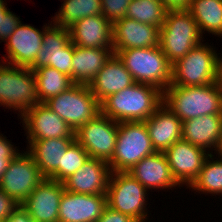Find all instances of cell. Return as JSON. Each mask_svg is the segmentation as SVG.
<instances>
[{
  "instance_id": "6da1fadb",
  "label": "cell",
  "mask_w": 222,
  "mask_h": 222,
  "mask_svg": "<svg viewBox=\"0 0 222 222\" xmlns=\"http://www.w3.org/2000/svg\"><path fill=\"white\" fill-rule=\"evenodd\" d=\"M162 104L163 91L137 82L100 103L101 113L118 123L146 121Z\"/></svg>"
},
{
  "instance_id": "7a4b0ae2",
  "label": "cell",
  "mask_w": 222,
  "mask_h": 222,
  "mask_svg": "<svg viewBox=\"0 0 222 222\" xmlns=\"http://www.w3.org/2000/svg\"><path fill=\"white\" fill-rule=\"evenodd\" d=\"M163 105L182 122L203 115H222V87L169 85L163 91Z\"/></svg>"
},
{
  "instance_id": "3957f363",
  "label": "cell",
  "mask_w": 222,
  "mask_h": 222,
  "mask_svg": "<svg viewBox=\"0 0 222 222\" xmlns=\"http://www.w3.org/2000/svg\"><path fill=\"white\" fill-rule=\"evenodd\" d=\"M204 36L187 9L168 10L160 28L159 46L171 64L201 44Z\"/></svg>"
},
{
  "instance_id": "277c9868",
  "label": "cell",
  "mask_w": 222,
  "mask_h": 222,
  "mask_svg": "<svg viewBox=\"0 0 222 222\" xmlns=\"http://www.w3.org/2000/svg\"><path fill=\"white\" fill-rule=\"evenodd\" d=\"M116 55L135 82L153 85L161 91L166 90L171 84L172 64L159 45L120 50Z\"/></svg>"
},
{
  "instance_id": "5b68a950",
  "label": "cell",
  "mask_w": 222,
  "mask_h": 222,
  "mask_svg": "<svg viewBox=\"0 0 222 222\" xmlns=\"http://www.w3.org/2000/svg\"><path fill=\"white\" fill-rule=\"evenodd\" d=\"M36 77L32 69L0 60V106L14 110L20 119L31 107L40 104Z\"/></svg>"
},
{
  "instance_id": "8992f818",
  "label": "cell",
  "mask_w": 222,
  "mask_h": 222,
  "mask_svg": "<svg viewBox=\"0 0 222 222\" xmlns=\"http://www.w3.org/2000/svg\"><path fill=\"white\" fill-rule=\"evenodd\" d=\"M148 194L150 192L128 172H111L106 197L107 206L112 210L126 214L137 222H147L150 217L148 212H151L147 207Z\"/></svg>"
},
{
  "instance_id": "52a82bcc",
  "label": "cell",
  "mask_w": 222,
  "mask_h": 222,
  "mask_svg": "<svg viewBox=\"0 0 222 222\" xmlns=\"http://www.w3.org/2000/svg\"><path fill=\"white\" fill-rule=\"evenodd\" d=\"M204 41L172 64L170 85L203 86L217 82L219 53Z\"/></svg>"
},
{
  "instance_id": "ba28073f",
  "label": "cell",
  "mask_w": 222,
  "mask_h": 222,
  "mask_svg": "<svg viewBox=\"0 0 222 222\" xmlns=\"http://www.w3.org/2000/svg\"><path fill=\"white\" fill-rule=\"evenodd\" d=\"M144 121L120 122L115 152L108 162L111 172H129L144 157L154 154Z\"/></svg>"
},
{
  "instance_id": "9c48e42d",
  "label": "cell",
  "mask_w": 222,
  "mask_h": 222,
  "mask_svg": "<svg viewBox=\"0 0 222 222\" xmlns=\"http://www.w3.org/2000/svg\"><path fill=\"white\" fill-rule=\"evenodd\" d=\"M45 105L61 117L75 132L101 113V105L88 85L74 83L52 97Z\"/></svg>"
},
{
  "instance_id": "30bf717a",
  "label": "cell",
  "mask_w": 222,
  "mask_h": 222,
  "mask_svg": "<svg viewBox=\"0 0 222 222\" xmlns=\"http://www.w3.org/2000/svg\"><path fill=\"white\" fill-rule=\"evenodd\" d=\"M118 124L100 113L74 132L75 140L91 158L109 162L115 152Z\"/></svg>"
},
{
  "instance_id": "8fae6325",
  "label": "cell",
  "mask_w": 222,
  "mask_h": 222,
  "mask_svg": "<svg viewBox=\"0 0 222 222\" xmlns=\"http://www.w3.org/2000/svg\"><path fill=\"white\" fill-rule=\"evenodd\" d=\"M43 180L45 177L32 156L23 150L9 162L0 189L21 205Z\"/></svg>"
},
{
  "instance_id": "7c38bea8",
  "label": "cell",
  "mask_w": 222,
  "mask_h": 222,
  "mask_svg": "<svg viewBox=\"0 0 222 222\" xmlns=\"http://www.w3.org/2000/svg\"><path fill=\"white\" fill-rule=\"evenodd\" d=\"M27 141L75 138L72 128L45 103L31 107L21 118Z\"/></svg>"
},
{
  "instance_id": "4fadbf2b",
  "label": "cell",
  "mask_w": 222,
  "mask_h": 222,
  "mask_svg": "<svg viewBox=\"0 0 222 222\" xmlns=\"http://www.w3.org/2000/svg\"><path fill=\"white\" fill-rule=\"evenodd\" d=\"M167 158L171 173L177 183L183 188L188 187L196 179L210 155L208 151L179 140L163 152Z\"/></svg>"
},
{
  "instance_id": "5bb4252c",
  "label": "cell",
  "mask_w": 222,
  "mask_h": 222,
  "mask_svg": "<svg viewBox=\"0 0 222 222\" xmlns=\"http://www.w3.org/2000/svg\"><path fill=\"white\" fill-rule=\"evenodd\" d=\"M42 29L41 31L31 24L21 22L7 41L4 42L7 54L0 57L2 62L29 68L41 49L44 26Z\"/></svg>"
},
{
  "instance_id": "9a60e30c",
  "label": "cell",
  "mask_w": 222,
  "mask_h": 222,
  "mask_svg": "<svg viewBox=\"0 0 222 222\" xmlns=\"http://www.w3.org/2000/svg\"><path fill=\"white\" fill-rule=\"evenodd\" d=\"M64 190L63 183L45 178L21 206L37 222H58L59 204Z\"/></svg>"
},
{
  "instance_id": "2e32d148",
  "label": "cell",
  "mask_w": 222,
  "mask_h": 222,
  "mask_svg": "<svg viewBox=\"0 0 222 222\" xmlns=\"http://www.w3.org/2000/svg\"><path fill=\"white\" fill-rule=\"evenodd\" d=\"M75 141V138H52L27 141L26 151L32 156L41 174L62 183L63 153Z\"/></svg>"
},
{
  "instance_id": "e0dca14e",
  "label": "cell",
  "mask_w": 222,
  "mask_h": 222,
  "mask_svg": "<svg viewBox=\"0 0 222 222\" xmlns=\"http://www.w3.org/2000/svg\"><path fill=\"white\" fill-rule=\"evenodd\" d=\"M107 207L106 195L64 190L59 204L58 222H97Z\"/></svg>"
},
{
  "instance_id": "ac0fdd59",
  "label": "cell",
  "mask_w": 222,
  "mask_h": 222,
  "mask_svg": "<svg viewBox=\"0 0 222 222\" xmlns=\"http://www.w3.org/2000/svg\"><path fill=\"white\" fill-rule=\"evenodd\" d=\"M111 170L108 161L91 158L64 182L68 192L106 195Z\"/></svg>"
},
{
  "instance_id": "d6986e66",
  "label": "cell",
  "mask_w": 222,
  "mask_h": 222,
  "mask_svg": "<svg viewBox=\"0 0 222 222\" xmlns=\"http://www.w3.org/2000/svg\"><path fill=\"white\" fill-rule=\"evenodd\" d=\"M160 28L122 18L113 23V52L129 48L156 47L159 45Z\"/></svg>"
},
{
  "instance_id": "ffe728a7",
  "label": "cell",
  "mask_w": 222,
  "mask_h": 222,
  "mask_svg": "<svg viewBox=\"0 0 222 222\" xmlns=\"http://www.w3.org/2000/svg\"><path fill=\"white\" fill-rule=\"evenodd\" d=\"M148 191L151 190H172L180 188L171 173L167 158L163 152H155L144 157L129 172Z\"/></svg>"
},
{
  "instance_id": "44dd1931",
  "label": "cell",
  "mask_w": 222,
  "mask_h": 222,
  "mask_svg": "<svg viewBox=\"0 0 222 222\" xmlns=\"http://www.w3.org/2000/svg\"><path fill=\"white\" fill-rule=\"evenodd\" d=\"M70 41L79 47L113 48V24L103 15L82 18L69 28Z\"/></svg>"
},
{
  "instance_id": "7402d4cb",
  "label": "cell",
  "mask_w": 222,
  "mask_h": 222,
  "mask_svg": "<svg viewBox=\"0 0 222 222\" xmlns=\"http://www.w3.org/2000/svg\"><path fill=\"white\" fill-rule=\"evenodd\" d=\"M221 138L222 115H203L183 121L182 140L210 154L217 152Z\"/></svg>"
},
{
  "instance_id": "603a6c76",
  "label": "cell",
  "mask_w": 222,
  "mask_h": 222,
  "mask_svg": "<svg viewBox=\"0 0 222 222\" xmlns=\"http://www.w3.org/2000/svg\"><path fill=\"white\" fill-rule=\"evenodd\" d=\"M144 122L157 152H164L182 139L183 122L163 104Z\"/></svg>"
},
{
  "instance_id": "cb8c5ba5",
  "label": "cell",
  "mask_w": 222,
  "mask_h": 222,
  "mask_svg": "<svg viewBox=\"0 0 222 222\" xmlns=\"http://www.w3.org/2000/svg\"><path fill=\"white\" fill-rule=\"evenodd\" d=\"M132 75L116 54H113L88 85L101 103L111 94L118 93L134 84Z\"/></svg>"
},
{
  "instance_id": "d4e9b609",
  "label": "cell",
  "mask_w": 222,
  "mask_h": 222,
  "mask_svg": "<svg viewBox=\"0 0 222 222\" xmlns=\"http://www.w3.org/2000/svg\"><path fill=\"white\" fill-rule=\"evenodd\" d=\"M113 54V48H87L74 45L72 82L89 85Z\"/></svg>"
},
{
  "instance_id": "484cf974",
  "label": "cell",
  "mask_w": 222,
  "mask_h": 222,
  "mask_svg": "<svg viewBox=\"0 0 222 222\" xmlns=\"http://www.w3.org/2000/svg\"><path fill=\"white\" fill-rule=\"evenodd\" d=\"M51 22V23H50ZM44 25L43 42L34 63L29 67L33 71L39 67L55 69V57L70 41L68 28L57 26L53 21Z\"/></svg>"
},
{
  "instance_id": "4316f807",
  "label": "cell",
  "mask_w": 222,
  "mask_h": 222,
  "mask_svg": "<svg viewBox=\"0 0 222 222\" xmlns=\"http://www.w3.org/2000/svg\"><path fill=\"white\" fill-rule=\"evenodd\" d=\"M187 10L197 22L202 36L207 32L222 38V0H191Z\"/></svg>"
},
{
  "instance_id": "83f0119b",
  "label": "cell",
  "mask_w": 222,
  "mask_h": 222,
  "mask_svg": "<svg viewBox=\"0 0 222 222\" xmlns=\"http://www.w3.org/2000/svg\"><path fill=\"white\" fill-rule=\"evenodd\" d=\"M188 188L200 195L222 196V158L217 154L216 156L210 154L198 176Z\"/></svg>"
},
{
  "instance_id": "f1b7e54d",
  "label": "cell",
  "mask_w": 222,
  "mask_h": 222,
  "mask_svg": "<svg viewBox=\"0 0 222 222\" xmlns=\"http://www.w3.org/2000/svg\"><path fill=\"white\" fill-rule=\"evenodd\" d=\"M59 11L51 20L61 27L69 28L73 23L82 18L102 15L101 0H62Z\"/></svg>"
},
{
  "instance_id": "f546056e",
  "label": "cell",
  "mask_w": 222,
  "mask_h": 222,
  "mask_svg": "<svg viewBox=\"0 0 222 222\" xmlns=\"http://www.w3.org/2000/svg\"><path fill=\"white\" fill-rule=\"evenodd\" d=\"M36 77L38 96L41 103H45L67 90L74 83L70 76L51 67H39L33 71Z\"/></svg>"
},
{
  "instance_id": "4dcf8cb0",
  "label": "cell",
  "mask_w": 222,
  "mask_h": 222,
  "mask_svg": "<svg viewBox=\"0 0 222 222\" xmlns=\"http://www.w3.org/2000/svg\"><path fill=\"white\" fill-rule=\"evenodd\" d=\"M168 10L161 0H131L125 17L161 28Z\"/></svg>"
},
{
  "instance_id": "1f68e13d",
  "label": "cell",
  "mask_w": 222,
  "mask_h": 222,
  "mask_svg": "<svg viewBox=\"0 0 222 222\" xmlns=\"http://www.w3.org/2000/svg\"><path fill=\"white\" fill-rule=\"evenodd\" d=\"M88 152L75 140L62 159V183L74 174L88 159Z\"/></svg>"
},
{
  "instance_id": "d6a6232c",
  "label": "cell",
  "mask_w": 222,
  "mask_h": 222,
  "mask_svg": "<svg viewBox=\"0 0 222 222\" xmlns=\"http://www.w3.org/2000/svg\"><path fill=\"white\" fill-rule=\"evenodd\" d=\"M7 5L5 2L0 7V43L6 42L21 23V18L14 14Z\"/></svg>"
},
{
  "instance_id": "836d02e7",
  "label": "cell",
  "mask_w": 222,
  "mask_h": 222,
  "mask_svg": "<svg viewBox=\"0 0 222 222\" xmlns=\"http://www.w3.org/2000/svg\"><path fill=\"white\" fill-rule=\"evenodd\" d=\"M131 0H101L102 15L112 24L126 16Z\"/></svg>"
},
{
  "instance_id": "e575fe53",
  "label": "cell",
  "mask_w": 222,
  "mask_h": 222,
  "mask_svg": "<svg viewBox=\"0 0 222 222\" xmlns=\"http://www.w3.org/2000/svg\"><path fill=\"white\" fill-rule=\"evenodd\" d=\"M0 133V180L8 168V164L13 160L21 151L17 146L12 144L8 137Z\"/></svg>"
},
{
  "instance_id": "d590c367",
  "label": "cell",
  "mask_w": 222,
  "mask_h": 222,
  "mask_svg": "<svg viewBox=\"0 0 222 222\" xmlns=\"http://www.w3.org/2000/svg\"><path fill=\"white\" fill-rule=\"evenodd\" d=\"M74 44L69 41L55 57V69L70 76L72 80V59Z\"/></svg>"
},
{
  "instance_id": "8d00e7d4",
  "label": "cell",
  "mask_w": 222,
  "mask_h": 222,
  "mask_svg": "<svg viewBox=\"0 0 222 222\" xmlns=\"http://www.w3.org/2000/svg\"><path fill=\"white\" fill-rule=\"evenodd\" d=\"M19 206L14 198L0 189V222H6Z\"/></svg>"
},
{
  "instance_id": "74e56055",
  "label": "cell",
  "mask_w": 222,
  "mask_h": 222,
  "mask_svg": "<svg viewBox=\"0 0 222 222\" xmlns=\"http://www.w3.org/2000/svg\"><path fill=\"white\" fill-rule=\"evenodd\" d=\"M97 222H137L130 216L122 214L109 208L108 206L104 209L103 214Z\"/></svg>"
},
{
  "instance_id": "f35d334b",
  "label": "cell",
  "mask_w": 222,
  "mask_h": 222,
  "mask_svg": "<svg viewBox=\"0 0 222 222\" xmlns=\"http://www.w3.org/2000/svg\"><path fill=\"white\" fill-rule=\"evenodd\" d=\"M6 222H37V221L31 219L29 214L22 208V206H19Z\"/></svg>"
},
{
  "instance_id": "ab89813d",
  "label": "cell",
  "mask_w": 222,
  "mask_h": 222,
  "mask_svg": "<svg viewBox=\"0 0 222 222\" xmlns=\"http://www.w3.org/2000/svg\"><path fill=\"white\" fill-rule=\"evenodd\" d=\"M169 10L187 9L191 0H161Z\"/></svg>"
},
{
  "instance_id": "60d3db41",
  "label": "cell",
  "mask_w": 222,
  "mask_h": 222,
  "mask_svg": "<svg viewBox=\"0 0 222 222\" xmlns=\"http://www.w3.org/2000/svg\"><path fill=\"white\" fill-rule=\"evenodd\" d=\"M222 55L221 53H219V58H218V78H217V82L218 84L222 87Z\"/></svg>"
},
{
  "instance_id": "b9f144b4",
  "label": "cell",
  "mask_w": 222,
  "mask_h": 222,
  "mask_svg": "<svg viewBox=\"0 0 222 222\" xmlns=\"http://www.w3.org/2000/svg\"><path fill=\"white\" fill-rule=\"evenodd\" d=\"M215 154H217V156L222 158V138H221V142L219 144L218 150Z\"/></svg>"
},
{
  "instance_id": "7bdbcfd3",
  "label": "cell",
  "mask_w": 222,
  "mask_h": 222,
  "mask_svg": "<svg viewBox=\"0 0 222 222\" xmlns=\"http://www.w3.org/2000/svg\"><path fill=\"white\" fill-rule=\"evenodd\" d=\"M6 2V0H0V7Z\"/></svg>"
}]
</instances>
